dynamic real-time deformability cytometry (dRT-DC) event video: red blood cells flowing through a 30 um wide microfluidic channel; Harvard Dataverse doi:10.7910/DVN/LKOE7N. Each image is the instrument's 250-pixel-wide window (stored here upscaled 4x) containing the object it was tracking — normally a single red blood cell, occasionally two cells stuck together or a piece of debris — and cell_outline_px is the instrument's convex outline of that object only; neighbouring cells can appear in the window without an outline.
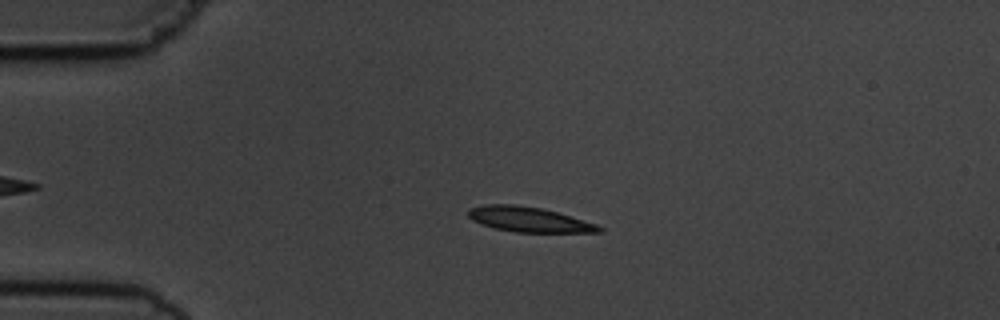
{"species": "common noctule bat (a hibernating species)", "species_latin": "Nyctalus noctula", "temperature_condition": "cold", "stored_images_in_passage": 5, "camera_frame_rate_fps": 3000, "um_per_image_px": 0.085, "animal": {"sex": "male", "body_mass_g": 19.5, "forearm_length_mm": 54.6}, "frame": {"image": 1, "passage_image": 3, "time_ms": 2.333, "image_size_px": [1000, 320], "cell_outline_px": [[604, 232], [516, 232], [496, 228], [480, 224], [472, 220], [468, 216], [468, 208], [484, 204], [512, 204], [540, 208], [556, 212], [596, 224], [604, 228]], "centroid_in_image_um": [44.92, 18.65], "position_along_channel_um": 40.1, "area_um2": 18.9}}
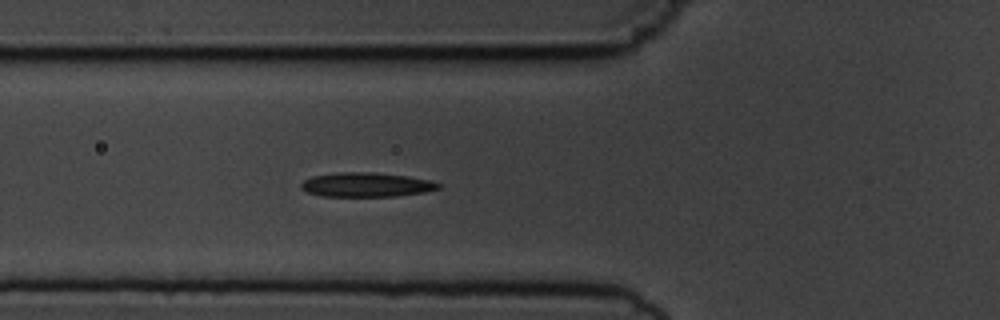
{"frame": {"image": 2, "passage_image": 5, "time_ms": 4.667, "image_size_px": [1000, 320], "cell_outline_px": [[440, 188], [424, 192], [396, 196], [320, 196], [308, 192], [300, 188], [300, 184], [304, 180], [312, 176], [336, 172], [376, 172], [408, 176], [432, 180], [440, 184]], "centroid_in_image_um": [31.13, 15.69], "position_along_channel_um": 94.7, "area_um2": 19.59}}